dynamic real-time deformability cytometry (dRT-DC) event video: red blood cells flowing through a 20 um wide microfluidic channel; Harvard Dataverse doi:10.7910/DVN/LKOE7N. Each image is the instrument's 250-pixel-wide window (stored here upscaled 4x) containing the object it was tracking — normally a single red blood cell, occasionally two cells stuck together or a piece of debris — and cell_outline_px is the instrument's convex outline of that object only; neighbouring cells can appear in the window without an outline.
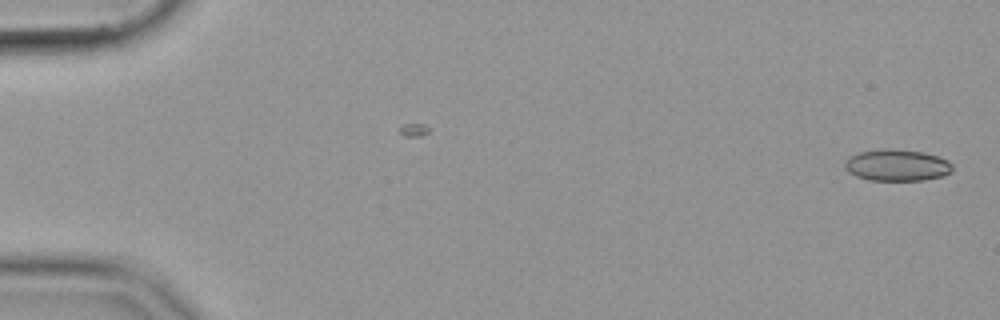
{"species": "common noctule bat (a hibernating species)", "species_latin": "Nyctalus noctula", "temperature_condition": "cold", "stored_images_in_passage": 8, "camera_frame_rate_fps": 3000, "um_per_image_px": 0.085, "animal": {"sex": "female", "body_mass_g": 19.9}, "frame": {"image": 1, "passage_image": 1, "time_ms": 0.0, "image_size_px": [1000, 320], "cell_outline_px": [[952, 172], [944, 176], [924, 180], [868, 180], [856, 176], [848, 172], [844, 168], [844, 164], [848, 156], [860, 152], [884, 148], [896, 148], [924, 152], [948, 160], [952, 164]], "centroid_in_image_um": [76.23, 14.03], "position_along_channel_um": 8.8, "area_um2": 20.11}}